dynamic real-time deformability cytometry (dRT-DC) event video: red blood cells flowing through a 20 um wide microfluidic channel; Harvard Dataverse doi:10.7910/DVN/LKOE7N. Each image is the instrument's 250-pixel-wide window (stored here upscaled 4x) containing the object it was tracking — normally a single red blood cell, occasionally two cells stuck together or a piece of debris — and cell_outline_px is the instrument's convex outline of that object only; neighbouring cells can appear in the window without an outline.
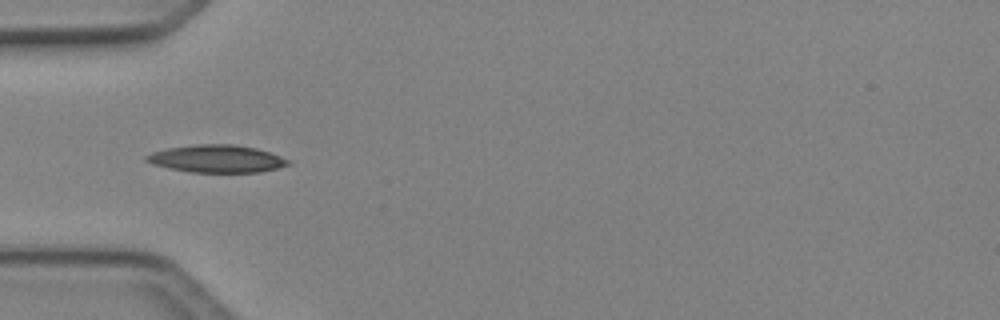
{"species": "Egyptian fruit bat (a non-hibernating species)", "species_latin": "Rousettus aegyptiacus", "temperature_condition": "cold", "stored_images_in_passage": 4, "camera_frame_rate_fps": 3000, "um_per_image_px": 0.085, "animal": {"sex": "female"}, "frame": {"image": 1, "passage_image": 3, "time_ms": 0.667, "image_size_px": [1000, 320], "cell_outline_px": [[292, 164], [260, 172], [192, 172], [168, 168], [152, 164], [144, 160], [144, 156], [152, 152], [168, 148], [196, 144], [232, 144], [256, 148], [292, 160]], "centroid_in_image_um": [18.42, 13.49], "position_along_channel_um": 66.6, "area_um2": 22.77}}
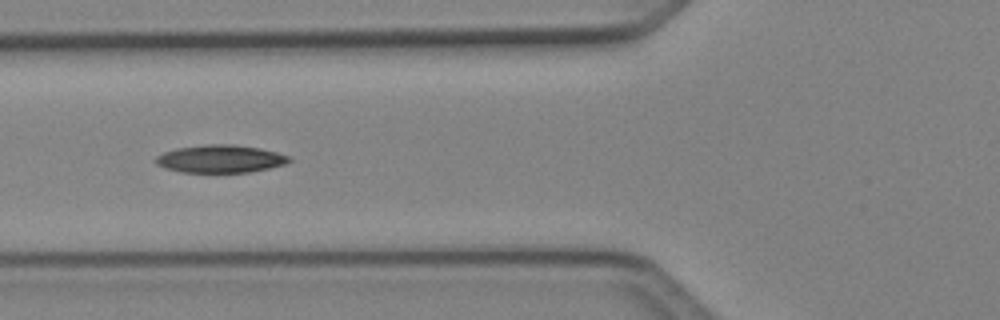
{"frame": {"image": 2, "passage_image": 4, "time_ms": 1.0, "image_size_px": [1000, 320], "cell_outline_px": [[292, 160], [284, 164], [268, 168], [248, 172], [180, 172], [164, 168], [156, 164], [156, 156], [164, 152], [176, 148], [204, 144], [232, 144], [260, 148], [276, 152], [288, 156]], "centroid_in_image_um": [18.69, 13.49], "position_along_channel_um": 107.1, "area_um2": 21.5}}